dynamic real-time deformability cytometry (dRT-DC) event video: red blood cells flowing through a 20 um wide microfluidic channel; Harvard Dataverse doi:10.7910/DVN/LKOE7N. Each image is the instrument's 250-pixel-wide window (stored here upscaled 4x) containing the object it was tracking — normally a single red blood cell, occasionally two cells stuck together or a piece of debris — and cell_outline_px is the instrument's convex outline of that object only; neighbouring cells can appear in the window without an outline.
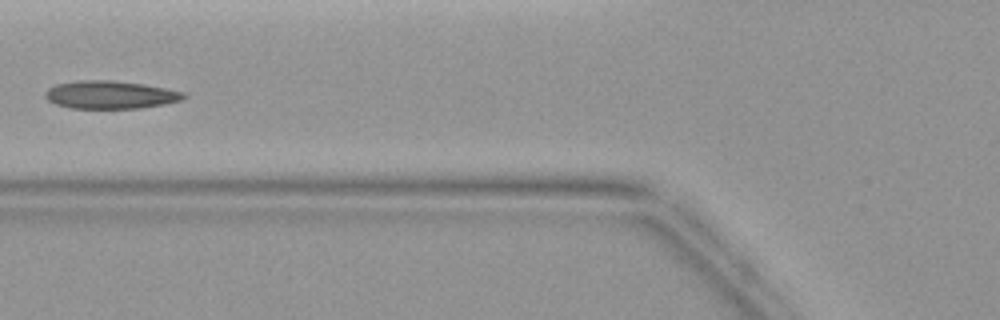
{"species": "common noctule bat (a hibernating species)", "species_latin": "Nyctalus noctula", "temperature_condition": "warm", "stored_images_in_passage": 5, "camera_frame_rate_fps": 3000, "um_per_image_px": 0.085, "animal": {"sex": "female", "body_mass_g": 19.9}, "frame": {"image": 1, "passage_image": 5, "time_ms": 4.667, "image_size_px": [1000, 320], "cell_outline_px": [[188, 96], [180, 100], [164, 104], [140, 108], [72, 108], [56, 104], [48, 100], [44, 96], [44, 92], [48, 88], [56, 84], [76, 80], [112, 80], [144, 84], [184, 92]], "centroid_in_image_um": [9.35, 8.05], "position_along_channel_um": 116.4, "area_um2": 22.54}}